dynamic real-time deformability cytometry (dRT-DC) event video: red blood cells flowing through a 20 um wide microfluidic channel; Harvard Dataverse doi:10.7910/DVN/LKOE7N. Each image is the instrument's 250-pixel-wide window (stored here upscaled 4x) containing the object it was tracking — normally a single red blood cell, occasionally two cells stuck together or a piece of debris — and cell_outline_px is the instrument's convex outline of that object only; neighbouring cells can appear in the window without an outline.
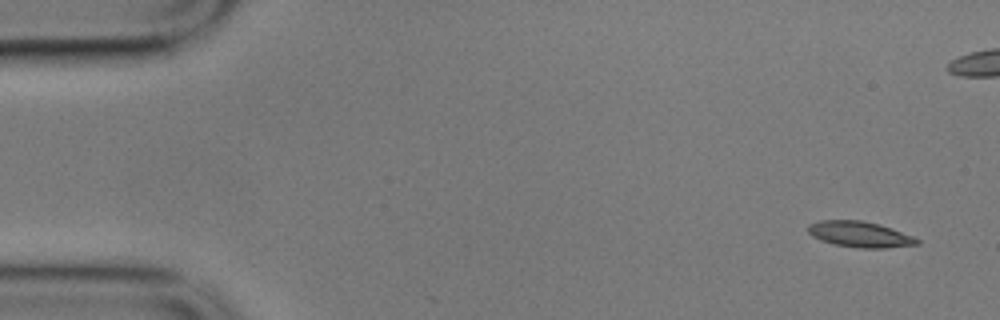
{"species": "common noctule bat (a hibernating species)", "species_latin": "Nyctalus noctula", "temperature_condition": "cold", "stored_images_in_passage": 4, "camera_frame_rate_fps": 3000, "um_per_image_px": 0.085, "animal": {"sex": "male", "body_mass_g": 17.9}, "frame": {"image": 1, "passage_image": 1, "time_ms": 0.0, "image_size_px": [1000, 320], "cell_outline_px": [[920, 244], [884, 248], [860, 248], [836, 244], [820, 240], [812, 236], [808, 232], [808, 224], [820, 220], [864, 220], [880, 224], [892, 228], [912, 236], [920, 240]], "centroid_in_image_um": [73.09, 19.91], "position_along_channel_um": 11.9, "area_um2": 16.42}}